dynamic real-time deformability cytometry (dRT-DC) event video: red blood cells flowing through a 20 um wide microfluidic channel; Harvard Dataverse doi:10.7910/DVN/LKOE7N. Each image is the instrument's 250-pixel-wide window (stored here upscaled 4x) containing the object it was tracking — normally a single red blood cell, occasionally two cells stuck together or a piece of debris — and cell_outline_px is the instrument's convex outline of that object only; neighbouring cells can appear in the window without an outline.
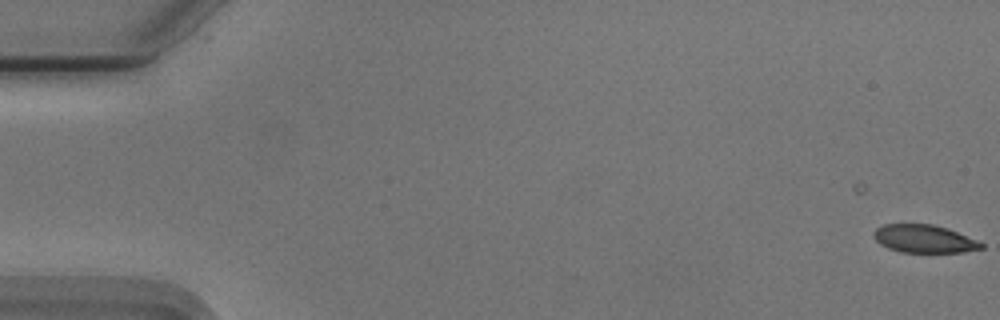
{"species": "Egyptian fruit bat (a non-hibernating species)", "species_latin": "Rousettus aegyptiacus", "temperature_condition": "cold", "stored_images_in_passage": 3, "camera_frame_rate_fps": 3000, "um_per_image_px": 0.085, "animal": {"sex": "male"}, "frame": {"image": 1, "passage_image": 3, "time_ms": 0.667, "image_size_px": [1000, 320], "cell_outline_px": [[984, 248], [964, 252], [900, 252], [888, 248], [880, 244], [872, 236], [872, 232], [876, 228], [884, 224], [932, 224], [948, 228], [976, 240], [984, 244]], "centroid_in_image_um": [78.53, 20.29], "position_along_channel_um": 6.5, "area_um2": 17.57}}